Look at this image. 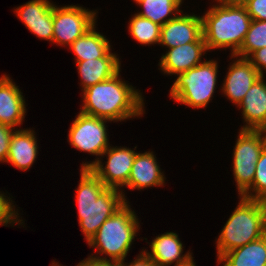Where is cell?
I'll return each mask as SVG.
<instances>
[{
    "label": "cell",
    "instance_id": "obj_31",
    "mask_svg": "<svg viewBox=\"0 0 266 266\" xmlns=\"http://www.w3.org/2000/svg\"><path fill=\"white\" fill-rule=\"evenodd\" d=\"M247 59L257 69L261 76L265 77L264 73H266V47H262L261 49L254 51Z\"/></svg>",
    "mask_w": 266,
    "mask_h": 266
},
{
    "label": "cell",
    "instance_id": "obj_6",
    "mask_svg": "<svg viewBox=\"0 0 266 266\" xmlns=\"http://www.w3.org/2000/svg\"><path fill=\"white\" fill-rule=\"evenodd\" d=\"M218 63L215 59L205 58L201 64L178 74L169 90L172 101L192 109L207 107L216 93L220 66Z\"/></svg>",
    "mask_w": 266,
    "mask_h": 266
},
{
    "label": "cell",
    "instance_id": "obj_1",
    "mask_svg": "<svg viewBox=\"0 0 266 266\" xmlns=\"http://www.w3.org/2000/svg\"><path fill=\"white\" fill-rule=\"evenodd\" d=\"M120 72L82 91L81 113L113 123L145 114L143 92L122 79Z\"/></svg>",
    "mask_w": 266,
    "mask_h": 266
},
{
    "label": "cell",
    "instance_id": "obj_19",
    "mask_svg": "<svg viewBox=\"0 0 266 266\" xmlns=\"http://www.w3.org/2000/svg\"><path fill=\"white\" fill-rule=\"evenodd\" d=\"M110 50L104 57L88 59L86 61L75 62L80 76L81 91L89 86L106 81L112 78L121 70V59L119 54Z\"/></svg>",
    "mask_w": 266,
    "mask_h": 266
},
{
    "label": "cell",
    "instance_id": "obj_22",
    "mask_svg": "<svg viewBox=\"0 0 266 266\" xmlns=\"http://www.w3.org/2000/svg\"><path fill=\"white\" fill-rule=\"evenodd\" d=\"M184 0H139L136 5L141 11L138 15L147 18L154 23L163 26L169 20L174 19L181 11Z\"/></svg>",
    "mask_w": 266,
    "mask_h": 266
},
{
    "label": "cell",
    "instance_id": "obj_29",
    "mask_svg": "<svg viewBox=\"0 0 266 266\" xmlns=\"http://www.w3.org/2000/svg\"><path fill=\"white\" fill-rule=\"evenodd\" d=\"M243 6L252 20L266 21V0H247Z\"/></svg>",
    "mask_w": 266,
    "mask_h": 266
},
{
    "label": "cell",
    "instance_id": "obj_5",
    "mask_svg": "<svg viewBox=\"0 0 266 266\" xmlns=\"http://www.w3.org/2000/svg\"><path fill=\"white\" fill-rule=\"evenodd\" d=\"M239 202L215 239L217 260L266 234V202L238 197Z\"/></svg>",
    "mask_w": 266,
    "mask_h": 266
},
{
    "label": "cell",
    "instance_id": "obj_27",
    "mask_svg": "<svg viewBox=\"0 0 266 266\" xmlns=\"http://www.w3.org/2000/svg\"><path fill=\"white\" fill-rule=\"evenodd\" d=\"M8 192L4 193V191L0 190V226L11 227L17 225H23L24 226L25 221L22 219V216L20 215V210L17 207L16 204H14L15 201L12 200V197L10 198V194ZM21 216V217H20ZM8 225V226H7Z\"/></svg>",
    "mask_w": 266,
    "mask_h": 266
},
{
    "label": "cell",
    "instance_id": "obj_7",
    "mask_svg": "<svg viewBox=\"0 0 266 266\" xmlns=\"http://www.w3.org/2000/svg\"><path fill=\"white\" fill-rule=\"evenodd\" d=\"M235 142L232 153V172L239 197L252 186L256 163L266 147V132L264 130L239 129Z\"/></svg>",
    "mask_w": 266,
    "mask_h": 266
},
{
    "label": "cell",
    "instance_id": "obj_12",
    "mask_svg": "<svg viewBox=\"0 0 266 266\" xmlns=\"http://www.w3.org/2000/svg\"><path fill=\"white\" fill-rule=\"evenodd\" d=\"M183 10L161 26L159 45L168 49L195 41H204L202 19L192 12L184 14Z\"/></svg>",
    "mask_w": 266,
    "mask_h": 266
},
{
    "label": "cell",
    "instance_id": "obj_16",
    "mask_svg": "<svg viewBox=\"0 0 266 266\" xmlns=\"http://www.w3.org/2000/svg\"><path fill=\"white\" fill-rule=\"evenodd\" d=\"M237 108L242 111L244 125L240 129L266 132V80L261 76L248 90Z\"/></svg>",
    "mask_w": 266,
    "mask_h": 266
},
{
    "label": "cell",
    "instance_id": "obj_13",
    "mask_svg": "<svg viewBox=\"0 0 266 266\" xmlns=\"http://www.w3.org/2000/svg\"><path fill=\"white\" fill-rule=\"evenodd\" d=\"M166 50L159 59L158 69L167 76H177L201 64L204 61L202 57L208 52L205 41L190 42Z\"/></svg>",
    "mask_w": 266,
    "mask_h": 266
},
{
    "label": "cell",
    "instance_id": "obj_14",
    "mask_svg": "<svg viewBox=\"0 0 266 266\" xmlns=\"http://www.w3.org/2000/svg\"><path fill=\"white\" fill-rule=\"evenodd\" d=\"M154 151L137 152L131 168L128 182L124 188L144 191L150 187H163L166 177L160 168Z\"/></svg>",
    "mask_w": 266,
    "mask_h": 266
},
{
    "label": "cell",
    "instance_id": "obj_8",
    "mask_svg": "<svg viewBox=\"0 0 266 266\" xmlns=\"http://www.w3.org/2000/svg\"><path fill=\"white\" fill-rule=\"evenodd\" d=\"M111 121L78 112L68 130L67 142L76 150L96 159L82 162L80 169H90L111 145L106 123Z\"/></svg>",
    "mask_w": 266,
    "mask_h": 266
},
{
    "label": "cell",
    "instance_id": "obj_21",
    "mask_svg": "<svg viewBox=\"0 0 266 266\" xmlns=\"http://www.w3.org/2000/svg\"><path fill=\"white\" fill-rule=\"evenodd\" d=\"M97 24L90 28L83 36L76 39L67 49L72 50L75 62L104 57L112 46L107 36L96 31Z\"/></svg>",
    "mask_w": 266,
    "mask_h": 266
},
{
    "label": "cell",
    "instance_id": "obj_9",
    "mask_svg": "<svg viewBox=\"0 0 266 266\" xmlns=\"http://www.w3.org/2000/svg\"><path fill=\"white\" fill-rule=\"evenodd\" d=\"M95 10L78 5H53V40L52 44L69 47L76 39L83 36L97 23Z\"/></svg>",
    "mask_w": 266,
    "mask_h": 266
},
{
    "label": "cell",
    "instance_id": "obj_32",
    "mask_svg": "<svg viewBox=\"0 0 266 266\" xmlns=\"http://www.w3.org/2000/svg\"><path fill=\"white\" fill-rule=\"evenodd\" d=\"M124 259L120 261V266H157L151 257L145 252L144 248L142 251L133 259L131 262H125Z\"/></svg>",
    "mask_w": 266,
    "mask_h": 266
},
{
    "label": "cell",
    "instance_id": "obj_35",
    "mask_svg": "<svg viewBox=\"0 0 266 266\" xmlns=\"http://www.w3.org/2000/svg\"><path fill=\"white\" fill-rule=\"evenodd\" d=\"M193 255L191 257H189L186 261L182 262V263H178L174 266H197L196 265V262H194V259H193Z\"/></svg>",
    "mask_w": 266,
    "mask_h": 266
},
{
    "label": "cell",
    "instance_id": "obj_11",
    "mask_svg": "<svg viewBox=\"0 0 266 266\" xmlns=\"http://www.w3.org/2000/svg\"><path fill=\"white\" fill-rule=\"evenodd\" d=\"M229 57L230 61L233 60L227 68L228 72H226L220 90L221 95L227 97L226 99L237 107L261 74L248 59L235 55Z\"/></svg>",
    "mask_w": 266,
    "mask_h": 266
},
{
    "label": "cell",
    "instance_id": "obj_17",
    "mask_svg": "<svg viewBox=\"0 0 266 266\" xmlns=\"http://www.w3.org/2000/svg\"><path fill=\"white\" fill-rule=\"evenodd\" d=\"M148 243L150 251L145 252L151 257L157 266H171L186 261L193 255L191 250L184 253L183 243L176 232H164L157 235Z\"/></svg>",
    "mask_w": 266,
    "mask_h": 266
},
{
    "label": "cell",
    "instance_id": "obj_25",
    "mask_svg": "<svg viewBox=\"0 0 266 266\" xmlns=\"http://www.w3.org/2000/svg\"><path fill=\"white\" fill-rule=\"evenodd\" d=\"M241 197L266 202V147L261 152L256 163L252 186Z\"/></svg>",
    "mask_w": 266,
    "mask_h": 266
},
{
    "label": "cell",
    "instance_id": "obj_33",
    "mask_svg": "<svg viewBox=\"0 0 266 266\" xmlns=\"http://www.w3.org/2000/svg\"><path fill=\"white\" fill-rule=\"evenodd\" d=\"M76 266H120L119 261L99 259L88 255L84 260H81Z\"/></svg>",
    "mask_w": 266,
    "mask_h": 266
},
{
    "label": "cell",
    "instance_id": "obj_36",
    "mask_svg": "<svg viewBox=\"0 0 266 266\" xmlns=\"http://www.w3.org/2000/svg\"><path fill=\"white\" fill-rule=\"evenodd\" d=\"M50 266H64L60 264L59 262H56L55 260L51 262Z\"/></svg>",
    "mask_w": 266,
    "mask_h": 266
},
{
    "label": "cell",
    "instance_id": "obj_3",
    "mask_svg": "<svg viewBox=\"0 0 266 266\" xmlns=\"http://www.w3.org/2000/svg\"><path fill=\"white\" fill-rule=\"evenodd\" d=\"M207 51L230 49L231 56L240 50L252 21L243 5L214 3L201 15Z\"/></svg>",
    "mask_w": 266,
    "mask_h": 266
},
{
    "label": "cell",
    "instance_id": "obj_30",
    "mask_svg": "<svg viewBox=\"0 0 266 266\" xmlns=\"http://www.w3.org/2000/svg\"><path fill=\"white\" fill-rule=\"evenodd\" d=\"M16 129L0 123V163H6L11 137Z\"/></svg>",
    "mask_w": 266,
    "mask_h": 266
},
{
    "label": "cell",
    "instance_id": "obj_20",
    "mask_svg": "<svg viewBox=\"0 0 266 266\" xmlns=\"http://www.w3.org/2000/svg\"><path fill=\"white\" fill-rule=\"evenodd\" d=\"M217 264L221 266H266V234L257 240L224 253Z\"/></svg>",
    "mask_w": 266,
    "mask_h": 266
},
{
    "label": "cell",
    "instance_id": "obj_23",
    "mask_svg": "<svg viewBox=\"0 0 266 266\" xmlns=\"http://www.w3.org/2000/svg\"><path fill=\"white\" fill-rule=\"evenodd\" d=\"M128 21V32L130 36L141 46H151L160 42L161 25L144 18L137 13Z\"/></svg>",
    "mask_w": 266,
    "mask_h": 266
},
{
    "label": "cell",
    "instance_id": "obj_24",
    "mask_svg": "<svg viewBox=\"0 0 266 266\" xmlns=\"http://www.w3.org/2000/svg\"><path fill=\"white\" fill-rule=\"evenodd\" d=\"M262 47H266V21L252 20L245 40L235 56L247 59Z\"/></svg>",
    "mask_w": 266,
    "mask_h": 266
},
{
    "label": "cell",
    "instance_id": "obj_2",
    "mask_svg": "<svg viewBox=\"0 0 266 266\" xmlns=\"http://www.w3.org/2000/svg\"><path fill=\"white\" fill-rule=\"evenodd\" d=\"M75 191L78 224L88 243L101 225L126 201L120 190L107 188L90 169H80V180Z\"/></svg>",
    "mask_w": 266,
    "mask_h": 266
},
{
    "label": "cell",
    "instance_id": "obj_34",
    "mask_svg": "<svg viewBox=\"0 0 266 266\" xmlns=\"http://www.w3.org/2000/svg\"><path fill=\"white\" fill-rule=\"evenodd\" d=\"M247 0H213L216 4L243 5Z\"/></svg>",
    "mask_w": 266,
    "mask_h": 266
},
{
    "label": "cell",
    "instance_id": "obj_10",
    "mask_svg": "<svg viewBox=\"0 0 266 266\" xmlns=\"http://www.w3.org/2000/svg\"><path fill=\"white\" fill-rule=\"evenodd\" d=\"M137 146L134 148H127L126 146H113L101 155L98 162H96L90 170L104 183L107 188H114L120 190L125 201H128L123 189L131 173L134 158L136 156ZM106 156L107 161L103 162Z\"/></svg>",
    "mask_w": 266,
    "mask_h": 266
},
{
    "label": "cell",
    "instance_id": "obj_18",
    "mask_svg": "<svg viewBox=\"0 0 266 266\" xmlns=\"http://www.w3.org/2000/svg\"><path fill=\"white\" fill-rule=\"evenodd\" d=\"M35 131L31 128L16 129L10 140L7 163L21 171H29L38 158V143Z\"/></svg>",
    "mask_w": 266,
    "mask_h": 266
},
{
    "label": "cell",
    "instance_id": "obj_28",
    "mask_svg": "<svg viewBox=\"0 0 266 266\" xmlns=\"http://www.w3.org/2000/svg\"><path fill=\"white\" fill-rule=\"evenodd\" d=\"M23 25L39 39L52 43L53 40V8L43 16V20L23 21Z\"/></svg>",
    "mask_w": 266,
    "mask_h": 266
},
{
    "label": "cell",
    "instance_id": "obj_26",
    "mask_svg": "<svg viewBox=\"0 0 266 266\" xmlns=\"http://www.w3.org/2000/svg\"><path fill=\"white\" fill-rule=\"evenodd\" d=\"M51 0H30L25 4L15 7L13 12L21 22L43 20V16L53 8Z\"/></svg>",
    "mask_w": 266,
    "mask_h": 266
},
{
    "label": "cell",
    "instance_id": "obj_4",
    "mask_svg": "<svg viewBox=\"0 0 266 266\" xmlns=\"http://www.w3.org/2000/svg\"><path fill=\"white\" fill-rule=\"evenodd\" d=\"M129 203L126 201L117 209L89 240L87 244L94 251L91 256L119 262L126 259L141 228L140 219Z\"/></svg>",
    "mask_w": 266,
    "mask_h": 266
},
{
    "label": "cell",
    "instance_id": "obj_15",
    "mask_svg": "<svg viewBox=\"0 0 266 266\" xmlns=\"http://www.w3.org/2000/svg\"><path fill=\"white\" fill-rule=\"evenodd\" d=\"M25 96L9 75L0 77V123L18 129L27 112Z\"/></svg>",
    "mask_w": 266,
    "mask_h": 266
}]
</instances>
